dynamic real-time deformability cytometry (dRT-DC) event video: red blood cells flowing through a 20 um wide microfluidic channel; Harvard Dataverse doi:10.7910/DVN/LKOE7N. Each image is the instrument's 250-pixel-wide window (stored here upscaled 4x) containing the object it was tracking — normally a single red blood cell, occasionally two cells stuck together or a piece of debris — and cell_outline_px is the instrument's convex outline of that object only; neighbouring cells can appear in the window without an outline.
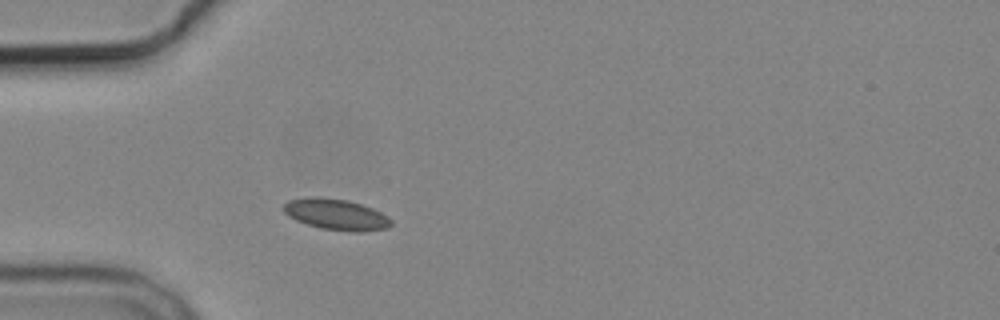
{"species": "common noctule bat (a hibernating species)", "species_latin": "Nyctalus noctula", "temperature_condition": "cold", "stored_images_in_passage": 3, "camera_frame_rate_fps": 3000, "um_per_image_px": 0.085, "animal": {"sex": "male", "body_mass_g": 19.2, "forearm_length_mm": 51.8}, "frame": {"image": 1, "passage_image": 3, "time_ms": 2.333, "image_size_px": [1000, 320], "cell_outline_px": [[392, 224], [388, 228], [360, 232], [352, 232], [320, 228], [296, 220], [288, 216], [284, 212], [284, 204], [288, 200], [316, 196], [320, 196], [348, 200], [372, 208], [388, 216], [392, 220]], "centroid_in_image_um": [28.58, 18.23], "position_along_channel_um": 56.4, "area_um2": 19.48}}